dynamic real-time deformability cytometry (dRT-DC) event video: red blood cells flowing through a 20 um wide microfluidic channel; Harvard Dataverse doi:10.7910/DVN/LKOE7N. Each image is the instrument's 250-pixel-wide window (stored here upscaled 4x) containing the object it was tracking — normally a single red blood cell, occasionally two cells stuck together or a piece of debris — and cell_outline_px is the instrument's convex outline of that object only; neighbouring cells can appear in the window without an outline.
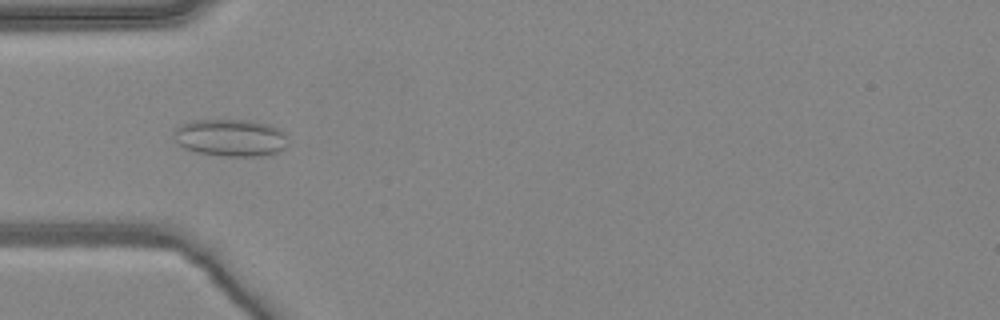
{"species": "common noctule bat (a hibernating species)", "species_latin": "Nyctalus noctula", "temperature_condition": "warm", "stored_images_in_passage": 6, "camera_frame_rate_fps": 3000, "um_per_image_px": 0.085, "animal": {"sex": "female", "body_mass_g": 24.6, "forearm_length_mm": 56.2}, "frame": {"image": 1, "passage_image": 4, "time_ms": 1.0, "image_size_px": [1000, 320], "cell_outline_px": [[288, 144], [284, 148], [276, 152], [260, 156], [224, 156], [196, 152], [184, 148], [172, 136], [172, 132], [180, 124], [192, 120], [248, 120], [268, 124], [280, 128], [284, 132]], "centroid_in_image_um": [19.58, 11.7], "position_along_channel_um": 65.4, "area_um2": 24.91}}
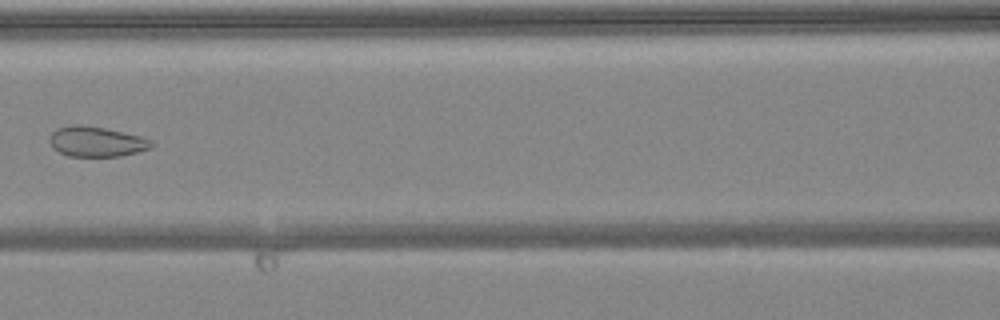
{"frame": {"image": 2, "passage_image": 6, "time_ms": 1.667, "image_size_px": [1000, 320], "cell_outline_px": [[152, 148], [120, 156], [68, 156], [52, 148], [48, 140], [52, 132], [56, 128], [72, 124], [80, 124], [104, 128], [124, 132], [140, 136], [152, 140]], "centroid_in_image_um": [8.16, 12.03], "position_along_channel_um": 158.4, "area_um2": 17.98}}